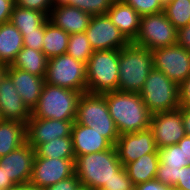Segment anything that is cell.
I'll use <instances>...</instances> for the list:
<instances>
[{
	"label": "cell",
	"mask_w": 190,
	"mask_h": 190,
	"mask_svg": "<svg viewBox=\"0 0 190 190\" xmlns=\"http://www.w3.org/2000/svg\"><path fill=\"white\" fill-rule=\"evenodd\" d=\"M15 184L6 176L3 167L0 166V190H8Z\"/></svg>",
	"instance_id": "cell-45"
},
{
	"label": "cell",
	"mask_w": 190,
	"mask_h": 190,
	"mask_svg": "<svg viewBox=\"0 0 190 190\" xmlns=\"http://www.w3.org/2000/svg\"><path fill=\"white\" fill-rule=\"evenodd\" d=\"M148 50H156L177 43V29L164 12L140 17L138 34L133 41Z\"/></svg>",
	"instance_id": "cell-9"
},
{
	"label": "cell",
	"mask_w": 190,
	"mask_h": 190,
	"mask_svg": "<svg viewBox=\"0 0 190 190\" xmlns=\"http://www.w3.org/2000/svg\"><path fill=\"white\" fill-rule=\"evenodd\" d=\"M8 65L0 63V82L7 75Z\"/></svg>",
	"instance_id": "cell-48"
},
{
	"label": "cell",
	"mask_w": 190,
	"mask_h": 190,
	"mask_svg": "<svg viewBox=\"0 0 190 190\" xmlns=\"http://www.w3.org/2000/svg\"><path fill=\"white\" fill-rule=\"evenodd\" d=\"M48 58L42 51L23 47L10 65L39 77H45Z\"/></svg>",
	"instance_id": "cell-25"
},
{
	"label": "cell",
	"mask_w": 190,
	"mask_h": 190,
	"mask_svg": "<svg viewBox=\"0 0 190 190\" xmlns=\"http://www.w3.org/2000/svg\"><path fill=\"white\" fill-rule=\"evenodd\" d=\"M75 122L92 127L113 146H115L119 138V133L110 115L104 94L82 93L77 105Z\"/></svg>",
	"instance_id": "cell-4"
},
{
	"label": "cell",
	"mask_w": 190,
	"mask_h": 190,
	"mask_svg": "<svg viewBox=\"0 0 190 190\" xmlns=\"http://www.w3.org/2000/svg\"><path fill=\"white\" fill-rule=\"evenodd\" d=\"M75 120H54L30 117L26 124L27 143L36 149L55 138L71 137Z\"/></svg>",
	"instance_id": "cell-15"
},
{
	"label": "cell",
	"mask_w": 190,
	"mask_h": 190,
	"mask_svg": "<svg viewBox=\"0 0 190 190\" xmlns=\"http://www.w3.org/2000/svg\"><path fill=\"white\" fill-rule=\"evenodd\" d=\"M26 190H43V189L39 187H34L28 183L26 184Z\"/></svg>",
	"instance_id": "cell-50"
},
{
	"label": "cell",
	"mask_w": 190,
	"mask_h": 190,
	"mask_svg": "<svg viewBox=\"0 0 190 190\" xmlns=\"http://www.w3.org/2000/svg\"><path fill=\"white\" fill-rule=\"evenodd\" d=\"M35 157L75 159L72 137L55 138L40 144L35 149Z\"/></svg>",
	"instance_id": "cell-28"
},
{
	"label": "cell",
	"mask_w": 190,
	"mask_h": 190,
	"mask_svg": "<svg viewBox=\"0 0 190 190\" xmlns=\"http://www.w3.org/2000/svg\"><path fill=\"white\" fill-rule=\"evenodd\" d=\"M75 174L82 186L89 190H100L109 185L122 167L115 146L108 150L75 157Z\"/></svg>",
	"instance_id": "cell-2"
},
{
	"label": "cell",
	"mask_w": 190,
	"mask_h": 190,
	"mask_svg": "<svg viewBox=\"0 0 190 190\" xmlns=\"http://www.w3.org/2000/svg\"><path fill=\"white\" fill-rule=\"evenodd\" d=\"M21 32L9 21L0 25V63L11 65L23 48Z\"/></svg>",
	"instance_id": "cell-22"
},
{
	"label": "cell",
	"mask_w": 190,
	"mask_h": 190,
	"mask_svg": "<svg viewBox=\"0 0 190 190\" xmlns=\"http://www.w3.org/2000/svg\"><path fill=\"white\" fill-rule=\"evenodd\" d=\"M153 68V52L129 42L119 50L118 90L139 93Z\"/></svg>",
	"instance_id": "cell-3"
},
{
	"label": "cell",
	"mask_w": 190,
	"mask_h": 190,
	"mask_svg": "<svg viewBox=\"0 0 190 190\" xmlns=\"http://www.w3.org/2000/svg\"><path fill=\"white\" fill-rule=\"evenodd\" d=\"M154 69L178 86L190 75V52L177 44L153 50Z\"/></svg>",
	"instance_id": "cell-10"
},
{
	"label": "cell",
	"mask_w": 190,
	"mask_h": 190,
	"mask_svg": "<svg viewBox=\"0 0 190 190\" xmlns=\"http://www.w3.org/2000/svg\"><path fill=\"white\" fill-rule=\"evenodd\" d=\"M14 3L25 9L38 10L47 16L53 7L52 0H14Z\"/></svg>",
	"instance_id": "cell-37"
},
{
	"label": "cell",
	"mask_w": 190,
	"mask_h": 190,
	"mask_svg": "<svg viewBox=\"0 0 190 190\" xmlns=\"http://www.w3.org/2000/svg\"><path fill=\"white\" fill-rule=\"evenodd\" d=\"M85 33L94 51L120 50L129 43L107 14L92 16Z\"/></svg>",
	"instance_id": "cell-11"
},
{
	"label": "cell",
	"mask_w": 190,
	"mask_h": 190,
	"mask_svg": "<svg viewBox=\"0 0 190 190\" xmlns=\"http://www.w3.org/2000/svg\"><path fill=\"white\" fill-rule=\"evenodd\" d=\"M163 12L174 27L179 30L189 24L190 0H172L164 6Z\"/></svg>",
	"instance_id": "cell-29"
},
{
	"label": "cell",
	"mask_w": 190,
	"mask_h": 190,
	"mask_svg": "<svg viewBox=\"0 0 190 190\" xmlns=\"http://www.w3.org/2000/svg\"><path fill=\"white\" fill-rule=\"evenodd\" d=\"M119 50L93 51L86 64V92L103 94L118 90Z\"/></svg>",
	"instance_id": "cell-6"
},
{
	"label": "cell",
	"mask_w": 190,
	"mask_h": 190,
	"mask_svg": "<svg viewBox=\"0 0 190 190\" xmlns=\"http://www.w3.org/2000/svg\"><path fill=\"white\" fill-rule=\"evenodd\" d=\"M174 189L190 190V165L180 168L179 180Z\"/></svg>",
	"instance_id": "cell-40"
},
{
	"label": "cell",
	"mask_w": 190,
	"mask_h": 190,
	"mask_svg": "<svg viewBox=\"0 0 190 190\" xmlns=\"http://www.w3.org/2000/svg\"><path fill=\"white\" fill-rule=\"evenodd\" d=\"M160 164L165 169L178 170L190 165L178 144L158 149Z\"/></svg>",
	"instance_id": "cell-31"
},
{
	"label": "cell",
	"mask_w": 190,
	"mask_h": 190,
	"mask_svg": "<svg viewBox=\"0 0 190 190\" xmlns=\"http://www.w3.org/2000/svg\"><path fill=\"white\" fill-rule=\"evenodd\" d=\"M134 190H173V188L163 185L154 179L134 186Z\"/></svg>",
	"instance_id": "cell-43"
},
{
	"label": "cell",
	"mask_w": 190,
	"mask_h": 190,
	"mask_svg": "<svg viewBox=\"0 0 190 190\" xmlns=\"http://www.w3.org/2000/svg\"><path fill=\"white\" fill-rule=\"evenodd\" d=\"M74 155H86L110 149L113 145L92 127L74 122L72 126Z\"/></svg>",
	"instance_id": "cell-20"
},
{
	"label": "cell",
	"mask_w": 190,
	"mask_h": 190,
	"mask_svg": "<svg viewBox=\"0 0 190 190\" xmlns=\"http://www.w3.org/2000/svg\"><path fill=\"white\" fill-rule=\"evenodd\" d=\"M8 190H26V184L15 185L14 187H12V188H10Z\"/></svg>",
	"instance_id": "cell-49"
},
{
	"label": "cell",
	"mask_w": 190,
	"mask_h": 190,
	"mask_svg": "<svg viewBox=\"0 0 190 190\" xmlns=\"http://www.w3.org/2000/svg\"><path fill=\"white\" fill-rule=\"evenodd\" d=\"M180 169H165L160 163L158 165L156 180H158L161 184L169 186L174 189V186L177 184L179 180Z\"/></svg>",
	"instance_id": "cell-36"
},
{
	"label": "cell",
	"mask_w": 190,
	"mask_h": 190,
	"mask_svg": "<svg viewBox=\"0 0 190 190\" xmlns=\"http://www.w3.org/2000/svg\"><path fill=\"white\" fill-rule=\"evenodd\" d=\"M112 0H76L75 7L87 12L91 16L106 14Z\"/></svg>",
	"instance_id": "cell-33"
},
{
	"label": "cell",
	"mask_w": 190,
	"mask_h": 190,
	"mask_svg": "<svg viewBox=\"0 0 190 190\" xmlns=\"http://www.w3.org/2000/svg\"><path fill=\"white\" fill-rule=\"evenodd\" d=\"M35 149L27 142L9 154L0 157V166L15 184H28L31 179Z\"/></svg>",
	"instance_id": "cell-16"
},
{
	"label": "cell",
	"mask_w": 190,
	"mask_h": 190,
	"mask_svg": "<svg viewBox=\"0 0 190 190\" xmlns=\"http://www.w3.org/2000/svg\"><path fill=\"white\" fill-rule=\"evenodd\" d=\"M91 15L70 5L53 6L48 20L56 27L62 28L68 34L85 32Z\"/></svg>",
	"instance_id": "cell-19"
},
{
	"label": "cell",
	"mask_w": 190,
	"mask_h": 190,
	"mask_svg": "<svg viewBox=\"0 0 190 190\" xmlns=\"http://www.w3.org/2000/svg\"><path fill=\"white\" fill-rule=\"evenodd\" d=\"M45 83L86 92V64L67 53L48 59Z\"/></svg>",
	"instance_id": "cell-8"
},
{
	"label": "cell",
	"mask_w": 190,
	"mask_h": 190,
	"mask_svg": "<svg viewBox=\"0 0 190 190\" xmlns=\"http://www.w3.org/2000/svg\"><path fill=\"white\" fill-rule=\"evenodd\" d=\"M76 190H89L85 186L80 185Z\"/></svg>",
	"instance_id": "cell-52"
},
{
	"label": "cell",
	"mask_w": 190,
	"mask_h": 190,
	"mask_svg": "<svg viewBox=\"0 0 190 190\" xmlns=\"http://www.w3.org/2000/svg\"><path fill=\"white\" fill-rule=\"evenodd\" d=\"M82 93L45 83L37 105L31 111L36 118L75 120Z\"/></svg>",
	"instance_id": "cell-5"
},
{
	"label": "cell",
	"mask_w": 190,
	"mask_h": 190,
	"mask_svg": "<svg viewBox=\"0 0 190 190\" xmlns=\"http://www.w3.org/2000/svg\"><path fill=\"white\" fill-rule=\"evenodd\" d=\"M7 75L14 83V87L24 103L32 111L37 105L42 93L45 77L36 76L10 65H8Z\"/></svg>",
	"instance_id": "cell-18"
},
{
	"label": "cell",
	"mask_w": 190,
	"mask_h": 190,
	"mask_svg": "<svg viewBox=\"0 0 190 190\" xmlns=\"http://www.w3.org/2000/svg\"><path fill=\"white\" fill-rule=\"evenodd\" d=\"M93 51L85 32L70 34L66 52L68 55L87 64Z\"/></svg>",
	"instance_id": "cell-30"
},
{
	"label": "cell",
	"mask_w": 190,
	"mask_h": 190,
	"mask_svg": "<svg viewBox=\"0 0 190 190\" xmlns=\"http://www.w3.org/2000/svg\"><path fill=\"white\" fill-rule=\"evenodd\" d=\"M177 45L182 46L190 52V23L177 30Z\"/></svg>",
	"instance_id": "cell-42"
},
{
	"label": "cell",
	"mask_w": 190,
	"mask_h": 190,
	"mask_svg": "<svg viewBox=\"0 0 190 190\" xmlns=\"http://www.w3.org/2000/svg\"><path fill=\"white\" fill-rule=\"evenodd\" d=\"M76 0H52L53 6L70 5L75 7Z\"/></svg>",
	"instance_id": "cell-47"
},
{
	"label": "cell",
	"mask_w": 190,
	"mask_h": 190,
	"mask_svg": "<svg viewBox=\"0 0 190 190\" xmlns=\"http://www.w3.org/2000/svg\"><path fill=\"white\" fill-rule=\"evenodd\" d=\"M177 144L183 150L186 159L190 163V137L185 135Z\"/></svg>",
	"instance_id": "cell-46"
},
{
	"label": "cell",
	"mask_w": 190,
	"mask_h": 190,
	"mask_svg": "<svg viewBox=\"0 0 190 190\" xmlns=\"http://www.w3.org/2000/svg\"><path fill=\"white\" fill-rule=\"evenodd\" d=\"M160 1L165 6L166 4L170 3L172 0H160Z\"/></svg>",
	"instance_id": "cell-51"
},
{
	"label": "cell",
	"mask_w": 190,
	"mask_h": 190,
	"mask_svg": "<svg viewBox=\"0 0 190 190\" xmlns=\"http://www.w3.org/2000/svg\"><path fill=\"white\" fill-rule=\"evenodd\" d=\"M0 115L2 120L27 124L31 110L18 94L8 75L0 82Z\"/></svg>",
	"instance_id": "cell-17"
},
{
	"label": "cell",
	"mask_w": 190,
	"mask_h": 190,
	"mask_svg": "<svg viewBox=\"0 0 190 190\" xmlns=\"http://www.w3.org/2000/svg\"><path fill=\"white\" fill-rule=\"evenodd\" d=\"M150 129L158 149L177 144L186 135L180 108L152 114Z\"/></svg>",
	"instance_id": "cell-13"
},
{
	"label": "cell",
	"mask_w": 190,
	"mask_h": 190,
	"mask_svg": "<svg viewBox=\"0 0 190 190\" xmlns=\"http://www.w3.org/2000/svg\"><path fill=\"white\" fill-rule=\"evenodd\" d=\"M100 190H134V185L128 177L125 167L122 166L109 185H104Z\"/></svg>",
	"instance_id": "cell-34"
},
{
	"label": "cell",
	"mask_w": 190,
	"mask_h": 190,
	"mask_svg": "<svg viewBox=\"0 0 190 190\" xmlns=\"http://www.w3.org/2000/svg\"><path fill=\"white\" fill-rule=\"evenodd\" d=\"M180 106L190 107V75L179 85Z\"/></svg>",
	"instance_id": "cell-41"
},
{
	"label": "cell",
	"mask_w": 190,
	"mask_h": 190,
	"mask_svg": "<svg viewBox=\"0 0 190 190\" xmlns=\"http://www.w3.org/2000/svg\"><path fill=\"white\" fill-rule=\"evenodd\" d=\"M106 14L129 42L135 40L141 16L133 7L127 5L123 0L112 1Z\"/></svg>",
	"instance_id": "cell-21"
},
{
	"label": "cell",
	"mask_w": 190,
	"mask_h": 190,
	"mask_svg": "<svg viewBox=\"0 0 190 190\" xmlns=\"http://www.w3.org/2000/svg\"><path fill=\"white\" fill-rule=\"evenodd\" d=\"M127 5L133 7L140 16L157 14L163 12L164 5L160 0H123Z\"/></svg>",
	"instance_id": "cell-32"
},
{
	"label": "cell",
	"mask_w": 190,
	"mask_h": 190,
	"mask_svg": "<svg viewBox=\"0 0 190 190\" xmlns=\"http://www.w3.org/2000/svg\"><path fill=\"white\" fill-rule=\"evenodd\" d=\"M74 161L75 159L34 157L29 184L44 188L73 176L75 174Z\"/></svg>",
	"instance_id": "cell-12"
},
{
	"label": "cell",
	"mask_w": 190,
	"mask_h": 190,
	"mask_svg": "<svg viewBox=\"0 0 190 190\" xmlns=\"http://www.w3.org/2000/svg\"><path fill=\"white\" fill-rule=\"evenodd\" d=\"M103 94L119 135L150 128L152 114L140 93L116 90Z\"/></svg>",
	"instance_id": "cell-1"
},
{
	"label": "cell",
	"mask_w": 190,
	"mask_h": 190,
	"mask_svg": "<svg viewBox=\"0 0 190 190\" xmlns=\"http://www.w3.org/2000/svg\"><path fill=\"white\" fill-rule=\"evenodd\" d=\"M81 185L76 174L73 176L61 180L54 185L44 187L43 190H76Z\"/></svg>",
	"instance_id": "cell-38"
},
{
	"label": "cell",
	"mask_w": 190,
	"mask_h": 190,
	"mask_svg": "<svg viewBox=\"0 0 190 190\" xmlns=\"http://www.w3.org/2000/svg\"><path fill=\"white\" fill-rule=\"evenodd\" d=\"M139 93L151 114L180 107L179 86L154 68L149 72Z\"/></svg>",
	"instance_id": "cell-7"
},
{
	"label": "cell",
	"mask_w": 190,
	"mask_h": 190,
	"mask_svg": "<svg viewBox=\"0 0 190 190\" xmlns=\"http://www.w3.org/2000/svg\"><path fill=\"white\" fill-rule=\"evenodd\" d=\"M14 0H0V25L10 21Z\"/></svg>",
	"instance_id": "cell-39"
},
{
	"label": "cell",
	"mask_w": 190,
	"mask_h": 190,
	"mask_svg": "<svg viewBox=\"0 0 190 190\" xmlns=\"http://www.w3.org/2000/svg\"><path fill=\"white\" fill-rule=\"evenodd\" d=\"M21 34L23 36L24 47L42 51V41L45 34V22L39 28L35 29V31L21 32Z\"/></svg>",
	"instance_id": "cell-35"
},
{
	"label": "cell",
	"mask_w": 190,
	"mask_h": 190,
	"mask_svg": "<svg viewBox=\"0 0 190 190\" xmlns=\"http://www.w3.org/2000/svg\"><path fill=\"white\" fill-rule=\"evenodd\" d=\"M179 108L181 112L185 134L190 137V107L180 106Z\"/></svg>",
	"instance_id": "cell-44"
},
{
	"label": "cell",
	"mask_w": 190,
	"mask_h": 190,
	"mask_svg": "<svg viewBox=\"0 0 190 190\" xmlns=\"http://www.w3.org/2000/svg\"><path fill=\"white\" fill-rule=\"evenodd\" d=\"M26 142V124L10 120L0 121V157L9 154Z\"/></svg>",
	"instance_id": "cell-24"
},
{
	"label": "cell",
	"mask_w": 190,
	"mask_h": 190,
	"mask_svg": "<svg viewBox=\"0 0 190 190\" xmlns=\"http://www.w3.org/2000/svg\"><path fill=\"white\" fill-rule=\"evenodd\" d=\"M47 19L48 16L43 12L14 5L10 22L20 32H31L39 28Z\"/></svg>",
	"instance_id": "cell-27"
},
{
	"label": "cell",
	"mask_w": 190,
	"mask_h": 190,
	"mask_svg": "<svg viewBox=\"0 0 190 190\" xmlns=\"http://www.w3.org/2000/svg\"><path fill=\"white\" fill-rule=\"evenodd\" d=\"M115 148L122 166L134 162L142 155L158 153V147L150 128L119 135Z\"/></svg>",
	"instance_id": "cell-14"
},
{
	"label": "cell",
	"mask_w": 190,
	"mask_h": 190,
	"mask_svg": "<svg viewBox=\"0 0 190 190\" xmlns=\"http://www.w3.org/2000/svg\"><path fill=\"white\" fill-rule=\"evenodd\" d=\"M159 153L142 155L134 162L126 164L125 170L134 186L154 180L159 165Z\"/></svg>",
	"instance_id": "cell-23"
},
{
	"label": "cell",
	"mask_w": 190,
	"mask_h": 190,
	"mask_svg": "<svg viewBox=\"0 0 190 190\" xmlns=\"http://www.w3.org/2000/svg\"><path fill=\"white\" fill-rule=\"evenodd\" d=\"M69 37L70 34L66 33L62 28L56 27L47 19L45 21L42 52L48 59L65 54Z\"/></svg>",
	"instance_id": "cell-26"
}]
</instances>
